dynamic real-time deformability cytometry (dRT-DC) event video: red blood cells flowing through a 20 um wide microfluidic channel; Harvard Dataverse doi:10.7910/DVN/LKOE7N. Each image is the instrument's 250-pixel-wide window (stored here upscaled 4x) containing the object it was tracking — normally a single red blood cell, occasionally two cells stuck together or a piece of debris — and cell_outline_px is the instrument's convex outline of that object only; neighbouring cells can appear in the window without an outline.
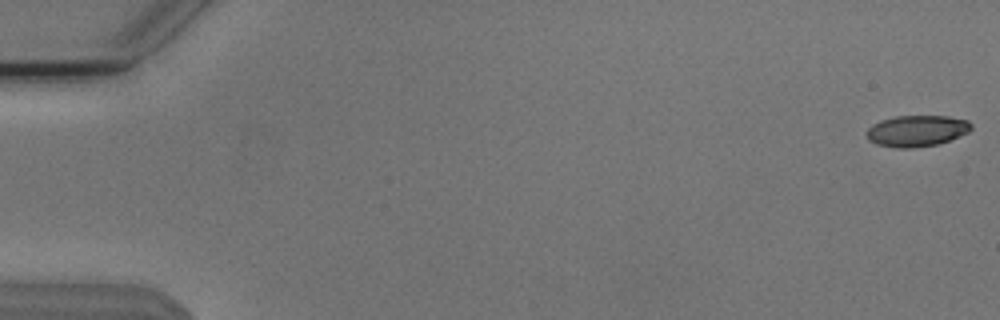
{"species": "Egyptian fruit bat (a non-hibernating species)", "species_latin": "Rousettus aegyptiacus", "temperature_condition": "cold", "stored_images_in_passage": 47, "camera_frame_rate_fps": 3000, "um_per_image_px": 0.085, "animal": {"sex": "male"}, "frame": {"image": 1, "passage_image": 1, "time_ms": 0.0, "image_size_px": [1000, 320], "cell_outline_px": [[972, 128], [968, 132], [948, 140], [936, 144], [912, 148], [896, 148], [876, 144], [868, 140], [868, 128], [872, 124], [880, 120], [896, 116], [948, 116], [968, 120], [972, 124]], "centroid_in_image_um": [77.91, 11.11], "position_along_channel_um": 7.1, "area_um2": 18.96}}
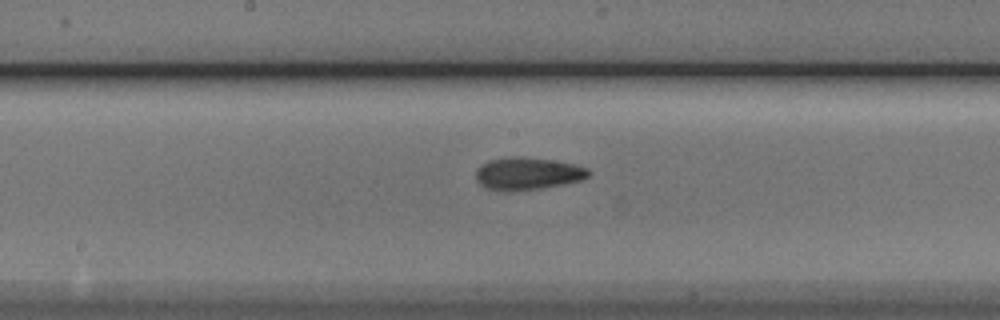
{"frame": {"image": 2, "passage_image": 29, "time_ms": 9.333, "image_size_px": [1000, 320], "cell_outline_px": [[592, 172], [588, 176], [580, 180], [564, 184], [540, 188], [508, 192], [504, 192], [488, 188], [480, 184], [476, 180], [476, 168], [488, 160], [512, 156], [516, 156], [548, 160], [572, 164], [588, 168]], "centroid_in_image_um": [44.81, 14.76], "position_along_channel_um": 203.4, "area_um2": 21.21}}
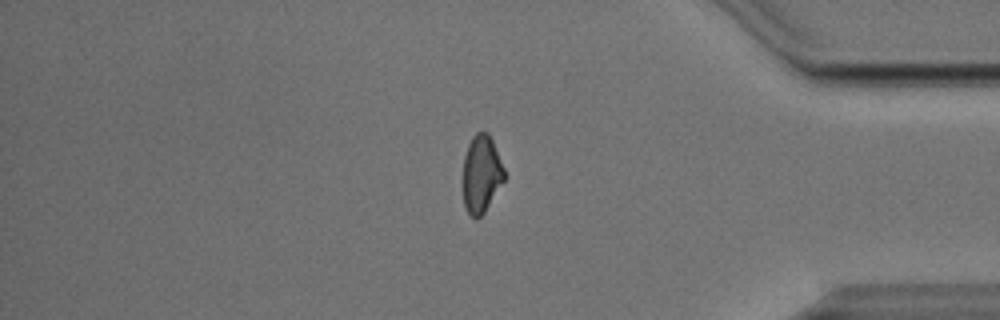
{"frame": {"image": 3, "passage_image": 46, "time_ms": 15.0, "image_size_px": [1000, 320], "cell_outline_px": [[504, 180], [484, 212], [476, 220], [468, 212], [464, 204], [464, 156], [468, 144], [472, 136], [476, 132], [488, 132], [492, 140], [504, 168]], "centroid_in_image_um": [40.91, 14.76], "position_along_channel_um": 394.3, "area_um2": 18.32}}